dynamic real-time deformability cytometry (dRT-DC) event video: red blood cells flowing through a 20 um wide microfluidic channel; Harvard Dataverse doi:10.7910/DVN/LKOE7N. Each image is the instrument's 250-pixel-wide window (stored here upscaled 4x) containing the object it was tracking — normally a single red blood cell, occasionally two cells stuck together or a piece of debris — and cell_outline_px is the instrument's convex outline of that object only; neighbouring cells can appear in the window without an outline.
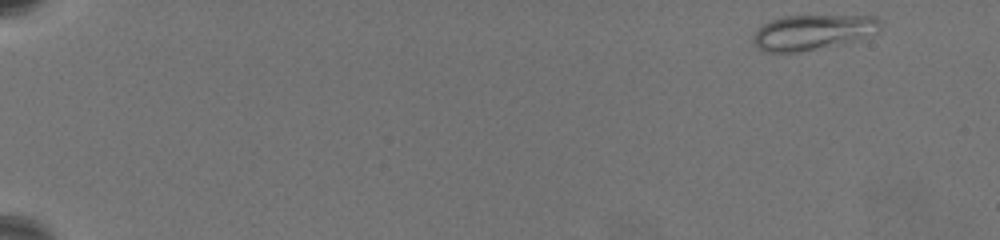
{"species": "common noctule bat (a hibernating species)", "species_latin": "Nyctalus noctula", "temperature_condition": "warm", "stored_images_in_passage": 63, "camera_frame_rate_fps": 3000, "um_per_image_px": 0.085, "animal": {"sex": "female", "body_mass_g": 19.5, "forearm_length_mm": 54.1}, "frame": {"image": 1, "passage_image": 2, "time_ms": 0.333, "image_size_px": [1000, 240], "cell_outline_px": [[880, 28], [876, 32], [852, 40], [816, 48], [796, 52], [764, 52], [756, 48], [752, 44], [752, 36], [764, 24], [772, 20], [784, 16], [876, 16], [880, 20]], "centroid_in_image_um": [69.0, 2.73], "position_along_channel_um": 16.0, "area_um2": 25.43}}
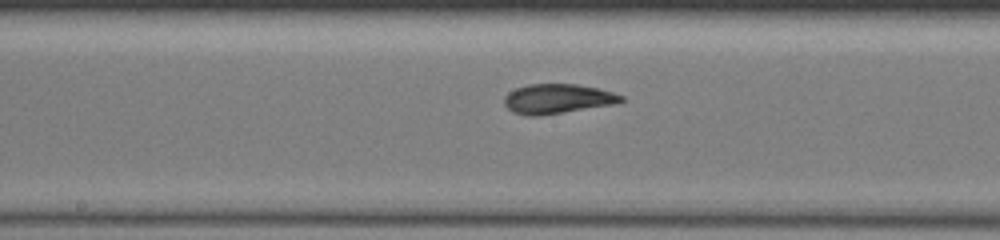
{"frame": {"image": 2, "passage_image": 35, "time_ms": 11.333, "image_size_px": [1000, 240], "cell_outline_px": [[624, 100], [616, 104], [540, 116], [528, 116], [512, 112], [504, 104], [504, 96], [508, 92], [516, 88], [528, 84], [576, 84], [596, 88], [612, 92], [624, 96]], "centroid_in_image_um": [47.37, 8.4], "position_along_channel_um": 200.8, "area_um2": 20.29}}
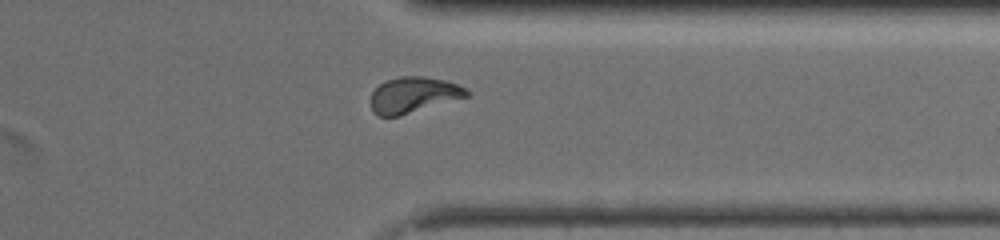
{"frame": {"image": 3, "passage_image": 51, "time_ms": 16.667, "image_size_px": [1000, 240], "cell_outline_px": [[468, 96], [400, 116], [376, 116], [372, 112], [372, 92], [380, 84], [388, 80], [400, 76], [424, 76], [444, 80], [456, 84], [464, 88], [468, 92]], "centroid_in_image_um": [35.11, 8.07], "position_along_channel_um": 376.3, "area_um2": 19.77}, "authors_computed_cell_mechanics": {"area_um2": 20.2878, "velocity_mm_per_s": 3.2987, "shape_relaxation_time_tau1_ms": 7.3962, "shape_relaxation_time_tau2_ms": 1.983, "deformation_change_tau1": 0.2054, "deformation_change_tau2": 0.0619}}